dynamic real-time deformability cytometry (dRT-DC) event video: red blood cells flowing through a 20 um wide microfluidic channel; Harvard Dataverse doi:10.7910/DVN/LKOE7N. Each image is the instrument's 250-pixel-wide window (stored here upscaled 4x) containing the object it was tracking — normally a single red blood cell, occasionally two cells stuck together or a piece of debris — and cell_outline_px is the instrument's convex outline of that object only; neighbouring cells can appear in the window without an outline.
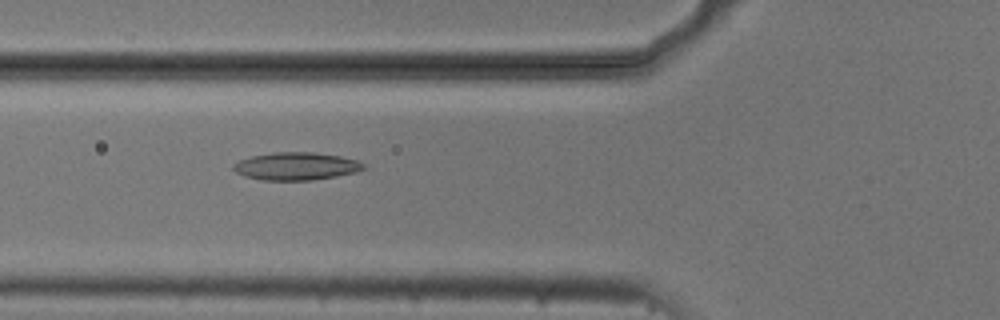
{"species": "common noctule bat (a hibernating species)", "species_latin": "Nyctalus noctula", "temperature_condition": "cold", "stored_images_in_passage": 38, "camera_frame_rate_fps": 3000, "um_per_image_px": 0.085, "animal": {"sex": "male", "body_mass_g": 20.5, "forearm_length_mm": 52.5}, "frame": {"image": 1, "passage_image": 4, "time_ms": 1.0, "image_size_px": [1000, 320], "cell_outline_px": [[368, 168], [356, 172], [336, 176], [312, 180], [260, 180], [244, 176], [236, 172], [232, 168], [232, 164], [240, 160], [252, 156], [272, 152], [312, 152], [340, 156], [356, 160], [364, 164]], "centroid_in_image_um": [25.16, 14.13], "position_along_channel_um": 100.6, "area_um2": 21.1}}
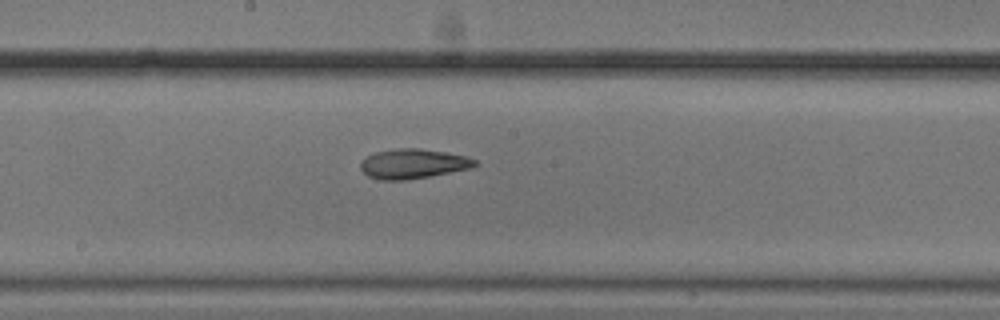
{"frame": {"image": 2, "passage_image": 13, "time_ms": 4.0, "image_size_px": [1000, 320], "cell_outline_px": [[476, 164], [472, 168], [428, 176], [404, 180], [380, 180], [368, 176], [360, 168], [360, 164], [368, 156], [376, 152], [396, 148], [420, 148], [444, 152], [464, 156], [476, 160]], "centroid_in_image_um": [35.09, 13.92], "position_along_channel_um": 213.1, "area_um2": 19.48}}
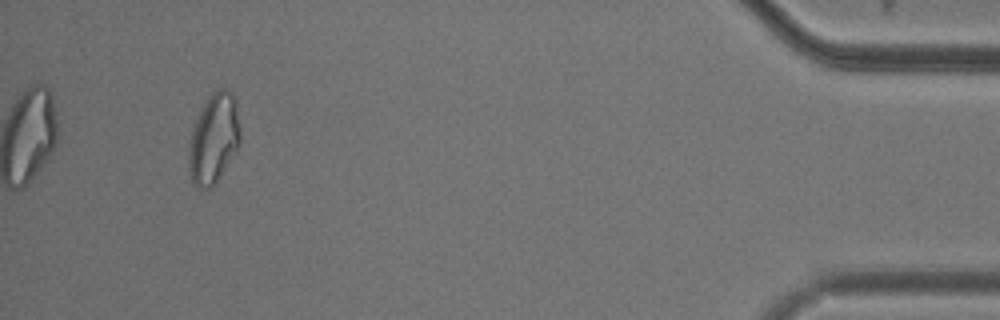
{"frame": {"image": 3, "passage_image": 35, "time_ms": 11.333, "image_size_px": [1000, 320], "cell_outline_px": [[240, 144], [216, 180], [208, 188], [200, 188], [192, 184], [188, 160], [188, 152], [192, 128], [208, 96], [212, 92], [220, 88], [224, 88], [232, 92], [236, 100], [240, 132]], "centroid_in_image_um": [18.17, 11.73], "position_along_channel_um": 417.0, "area_um2": 26.53}, "authors_computed_cell_mechanics": {"area_um2": 20.6057, "velocity_mm_per_s": 3.7219, "shape_relaxation_time_tau1_ms": null, "shape_relaxation_time_tau2_ms": 3.3465, "deformation_change_tau1": null, "deformation_change_tau2": 0.1112}}